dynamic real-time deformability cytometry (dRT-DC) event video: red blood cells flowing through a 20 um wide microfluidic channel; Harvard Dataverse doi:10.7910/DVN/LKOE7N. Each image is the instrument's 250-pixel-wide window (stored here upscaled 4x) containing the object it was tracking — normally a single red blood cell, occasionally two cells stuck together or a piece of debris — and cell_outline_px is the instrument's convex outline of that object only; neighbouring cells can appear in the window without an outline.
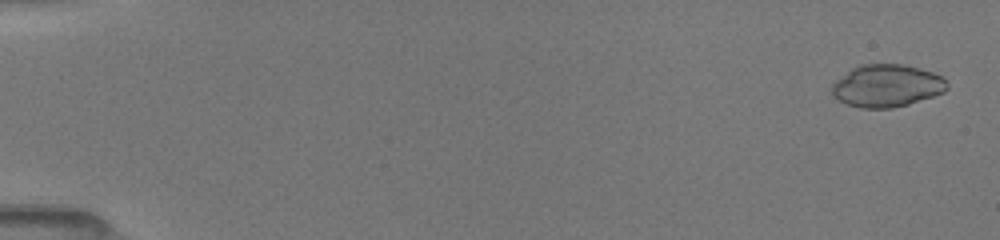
{"species": "common noctule bat (a hibernating species)", "species_latin": "Nyctalus noctula", "temperature_condition": "room temperature", "stored_images_in_passage": 51, "camera_frame_rate_fps": 3000, "um_per_image_px": 0.085, "animal": {"sex": "female", "body_mass_g": 19.5, "forearm_length_mm": 54.1}, "frame": {"image": 1, "passage_image": 2, "time_ms": 0.333, "image_size_px": [1000, 240], "cell_outline_px": [[948, 88], [944, 92], [908, 104], [892, 108], [860, 108], [848, 104], [840, 100], [832, 92], [832, 84], [836, 80], [852, 68], [860, 64], [900, 64], [920, 68], [944, 76], [948, 84]], "centroid_in_image_um": [75.41, 7.28], "position_along_channel_um": 9.6, "area_um2": 28.38}}
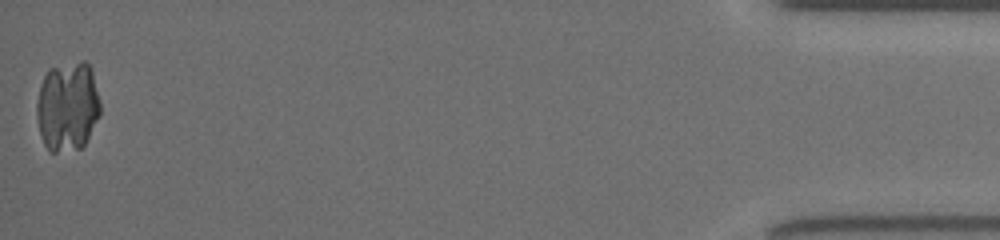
{"frame": {"image": 2, "passage_image": 51, "time_ms": 16.667, "image_size_px": [1000, 240], "cell_outline_px": [[100, 116], [84, 144], [80, 148], [56, 152], [48, 152], [44, 144], [40, 132], [36, 116], [36, 104], [40, 88], [44, 76], [48, 68], [80, 60], [84, 60], [92, 68], [100, 104]], "centroid_in_image_um": [5.74, 9.03], "position_along_channel_um": 429.5, "area_um2": 33.47}}